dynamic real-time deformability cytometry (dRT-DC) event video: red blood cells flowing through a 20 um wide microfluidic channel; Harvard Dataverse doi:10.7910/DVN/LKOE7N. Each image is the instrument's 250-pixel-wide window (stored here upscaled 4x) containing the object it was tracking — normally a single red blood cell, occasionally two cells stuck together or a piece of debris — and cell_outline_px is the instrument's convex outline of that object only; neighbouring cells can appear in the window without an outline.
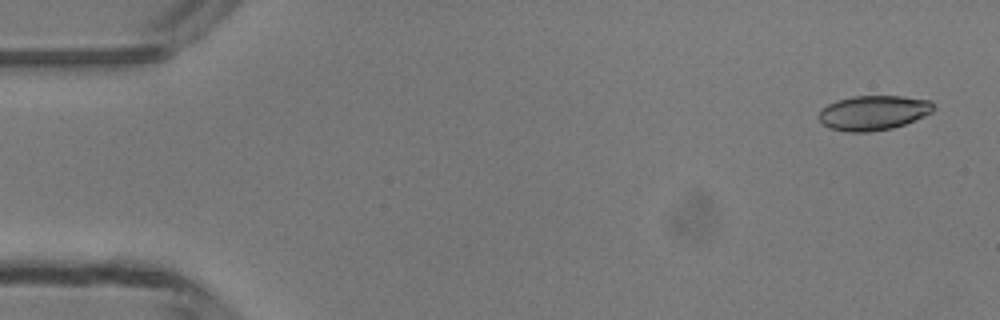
{"species": "common noctule bat (a hibernating species)", "species_latin": "Nyctalus noctula", "temperature_condition": "room temperature", "stored_images_in_passage": 15, "camera_frame_rate_fps": 3000, "um_per_image_px": 0.085, "animal": {"sex": "male", "body_mass_g": 13.3}, "frame": {"image": 1, "passage_image": 1, "time_ms": 0.0, "image_size_px": [1000, 320], "cell_outline_px": [[936, 108], [932, 112], [924, 116], [904, 124], [892, 128], [868, 132], [848, 132], [828, 128], [820, 120], [820, 112], [828, 104], [836, 100], [852, 96], [904, 96], [932, 100]], "centroid_in_image_um": [74.28, 9.57], "position_along_channel_um": 10.7, "area_um2": 23.24}}
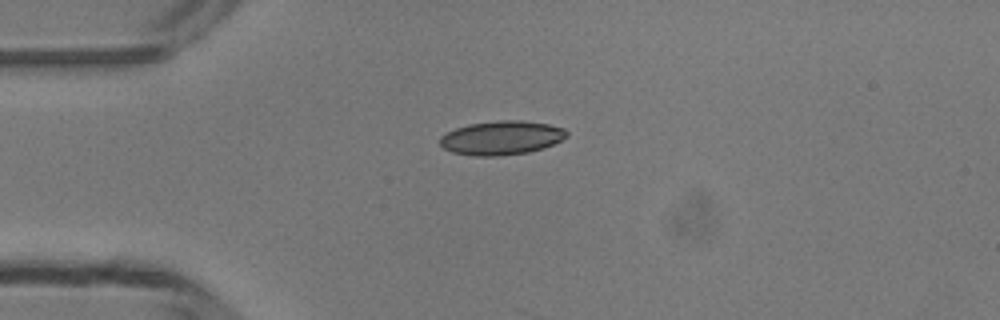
{"frame": {"image": 2, "passage_image": 11, "time_ms": 3.333, "image_size_px": [1000, 320], "cell_outline_px": [[568, 136], [544, 148], [528, 152], [496, 156], [476, 156], [452, 152], [444, 148], [440, 144], [440, 136], [456, 128], [468, 124], [500, 120], [520, 120], [548, 124], [564, 128], [568, 132]], "centroid_in_image_um": [42.63, 11.71], "position_along_channel_um": 42.4, "area_um2": 24.97}}